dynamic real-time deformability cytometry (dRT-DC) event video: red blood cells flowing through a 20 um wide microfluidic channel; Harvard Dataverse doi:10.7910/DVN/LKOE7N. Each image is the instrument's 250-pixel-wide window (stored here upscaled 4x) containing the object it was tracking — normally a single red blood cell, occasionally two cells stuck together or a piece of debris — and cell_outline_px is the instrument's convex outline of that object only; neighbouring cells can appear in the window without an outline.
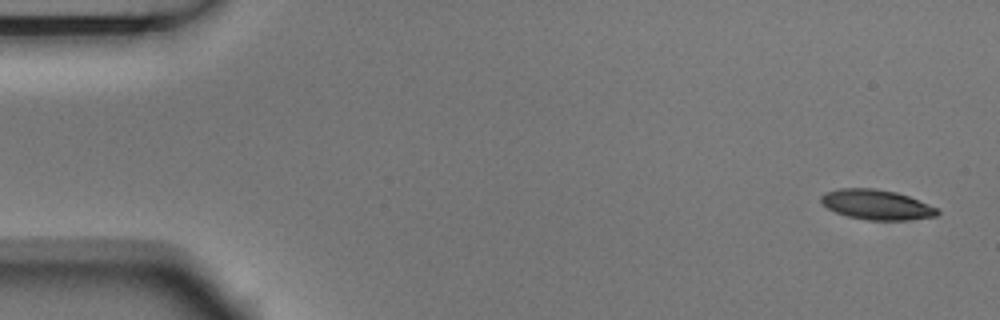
{"species": "Egyptian fruit bat (a non-hibernating species)", "species_latin": "Rousettus aegyptiacus", "temperature_condition": "room temperature", "stored_images_in_passage": 6, "camera_frame_rate_fps": 3000, "um_per_image_px": 0.085, "animal": {"sex": "male"}, "frame": {"image": 1, "passage_image": 1, "time_ms": 0.0, "image_size_px": [1000, 320], "cell_outline_px": [[940, 212], [936, 216], [908, 220], [868, 220], [848, 216], [836, 212], [828, 208], [820, 200], [820, 196], [824, 192], [840, 188], [876, 188], [896, 192], [908, 196], [928, 204], [936, 208]], "centroid_in_image_um": [74.49, 17.39], "position_along_channel_um": 10.5, "area_um2": 20.23}}
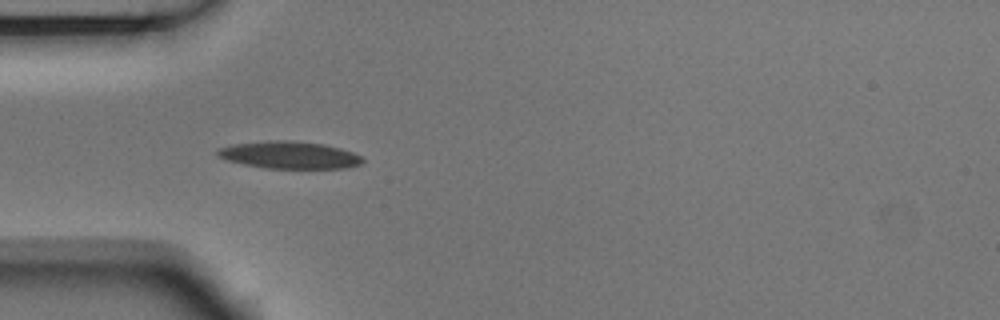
{"frame": {"image": 2, "passage_image": 5, "time_ms": 1.333, "image_size_px": [1000, 320], "cell_outline_px": [[364, 160], [360, 164], [348, 168], [264, 168], [244, 164], [228, 160], [220, 156], [216, 152], [220, 148], [236, 144], [280, 140], [288, 140], [324, 144], [340, 148], [352, 152], [360, 156]], "centroid_in_image_um": [24.65, 13.18], "position_along_channel_um": 60.3, "area_um2": 22.6}}
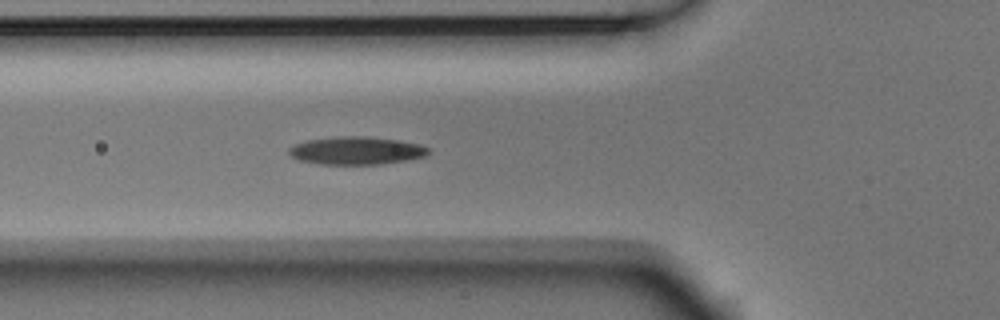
{"frame": {"image": 3, "passage_image": 6, "time_ms": 1.667, "image_size_px": [1000, 320], "cell_outline_px": [[428, 156], [408, 160], [380, 164], [320, 164], [300, 160], [292, 156], [288, 152], [288, 148], [296, 144], [308, 140], [336, 136], [364, 136], [400, 140], [420, 144], [428, 148]], "centroid_in_image_um": [30.32, 12.8], "position_along_channel_um": 95.5, "area_um2": 22.66}}